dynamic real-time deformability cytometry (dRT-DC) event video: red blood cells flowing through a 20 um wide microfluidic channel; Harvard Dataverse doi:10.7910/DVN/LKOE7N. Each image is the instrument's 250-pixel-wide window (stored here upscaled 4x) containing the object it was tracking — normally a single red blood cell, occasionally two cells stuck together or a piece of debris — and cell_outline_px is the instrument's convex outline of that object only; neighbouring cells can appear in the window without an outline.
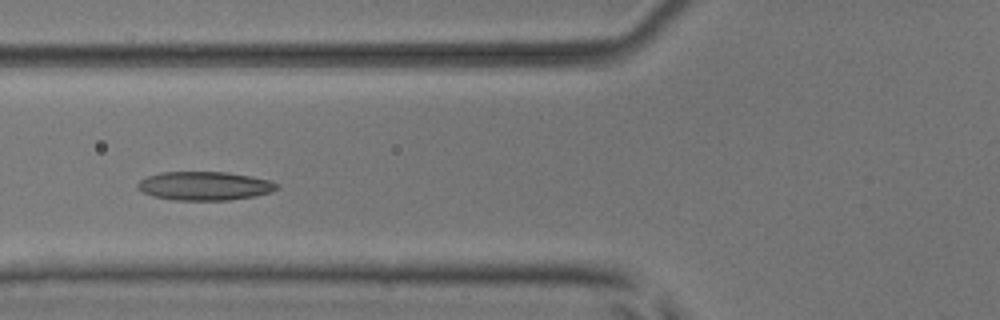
{"species": "common noctule bat (a hibernating species)", "species_latin": "Nyctalus noctula", "temperature_condition": "room temperature", "stored_images_in_passage": 7, "camera_frame_rate_fps": 3000, "um_per_image_px": 0.085, "animal": {"sex": "male", "body_mass_g": 17.9, "forearm_length_mm": 54.2}, "frame": {"image": 1, "passage_image": 4, "time_ms": 4.667, "image_size_px": [1000, 320], "cell_outline_px": [[280, 188], [272, 192], [256, 196], [228, 200], [172, 200], [152, 196], [136, 188], [136, 184], [140, 180], [148, 176], [160, 172], [228, 172], [268, 180], [276, 184]], "centroid_in_image_um": [17.36, 15.81], "position_along_channel_um": 108.4, "area_um2": 23.29}}
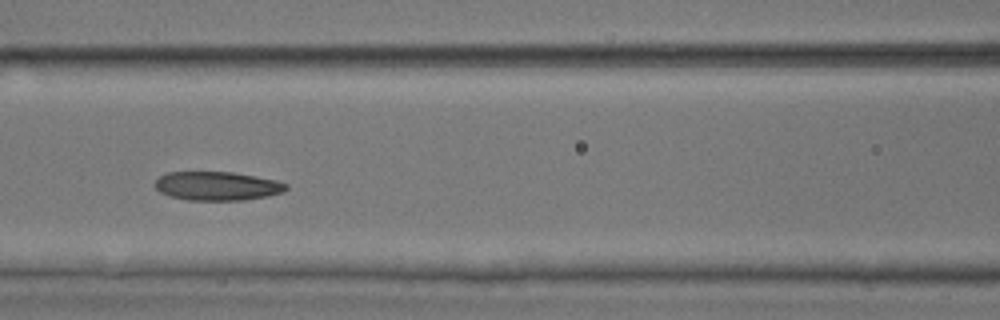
{"frame": {"image": 2, "passage_image": 5, "time_ms": 5.667, "image_size_px": [1000, 320], "cell_outline_px": [[288, 188], [284, 192], [268, 196], [244, 200], [188, 200], [172, 196], [160, 192], [152, 184], [160, 176], [168, 172], [232, 172], [276, 180], [288, 184]], "centroid_in_image_um": [18.47, 15.81], "position_along_channel_um": 148.1, "area_um2": 22.02}}
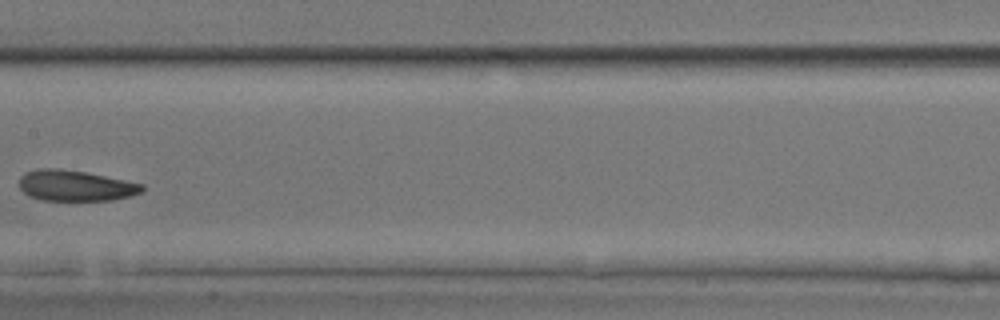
{"frame": {"image": 3, "passage_image": 6, "time_ms": 7.0, "image_size_px": [1000, 320], "cell_outline_px": [[144, 188], [140, 192], [128, 196], [112, 200], [40, 200], [28, 196], [20, 188], [20, 176], [28, 172], [40, 168], [56, 168], [84, 172], [144, 184]], "centroid_in_image_um": [6.38, 15.78], "position_along_channel_um": 201.0, "area_um2": 21.73}}